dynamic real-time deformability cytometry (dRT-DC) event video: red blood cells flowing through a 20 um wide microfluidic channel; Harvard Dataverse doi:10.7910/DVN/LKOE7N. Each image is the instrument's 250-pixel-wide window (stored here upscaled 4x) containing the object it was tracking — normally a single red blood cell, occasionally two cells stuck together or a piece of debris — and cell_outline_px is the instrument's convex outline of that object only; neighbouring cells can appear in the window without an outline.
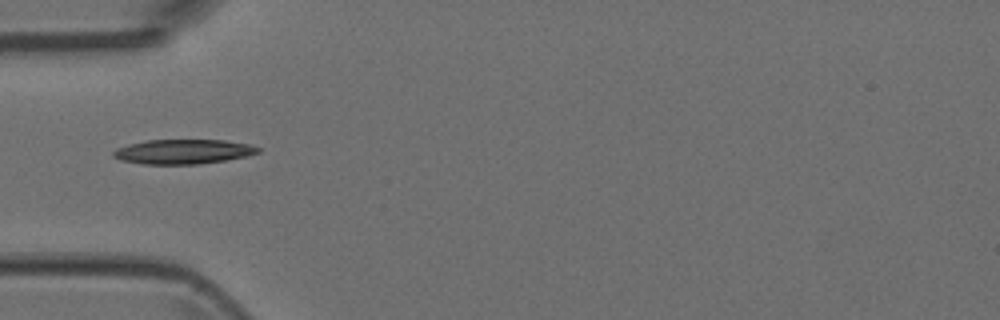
{"species": "Egyptian fruit bat (a non-hibernating species)", "species_latin": "Rousettus aegyptiacus", "temperature_condition": "room temperature", "stored_images_in_passage": 3, "camera_frame_rate_fps": 3000, "um_per_image_px": 0.085, "animal": {"sex": "female"}, "frame": {"image": 1, "passage_image": 3, "time_ms": 0.667, "image_size_px": [1000, 320], "cell_outline_px": [[260, 152], [248, 156], [200, 164], [144, 164], [120, 160], [112, 156], [112, 152], [116, 148], [128, 144], [148, 140], [224, 140], [252, 144], [260, 148]], "centroid_in_image_um": [15.58, 12.88], "position_along_channel_um": 69.4, "area_um2": 20.87}}